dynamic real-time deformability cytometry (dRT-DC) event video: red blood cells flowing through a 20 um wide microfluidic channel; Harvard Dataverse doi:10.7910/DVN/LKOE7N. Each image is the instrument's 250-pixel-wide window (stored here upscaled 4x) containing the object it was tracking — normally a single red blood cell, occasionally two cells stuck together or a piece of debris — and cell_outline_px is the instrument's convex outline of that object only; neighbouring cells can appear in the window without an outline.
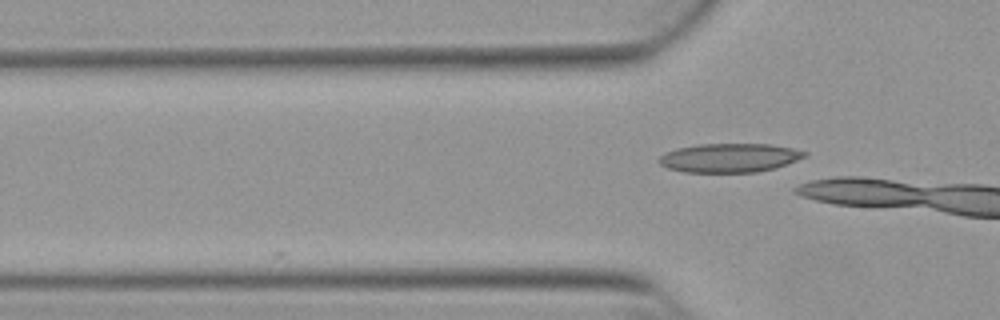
{"species": "Egyptian fruit bat (a non-hibernating species)", "species_latin": "Rousettus aegyptiacus", "temperature_condition": "warm", "stored_images_in_passage": 7, "camera_frame_rate_fps": 3000, "um_per_image_px": 0.085, "animal": {"sex": "female"}, "frame": {"image": 1, "passage_image": 7, "time_ms": 2.0, "image_size_px": [1000, 320], "cell_outline_px": [[808, 152], [804, 156], [796, 160], [772, 168], [756, 172], [684, 172], [668, 168], [660, 164], [656, 160], [664, 152], [676, 148], [696, 144], [772, 144], [792, 148]], "centroid_in_image_um": [61.93, 13.4], "position_along_channel_um": 63.9, "area_um2": 24.45}}